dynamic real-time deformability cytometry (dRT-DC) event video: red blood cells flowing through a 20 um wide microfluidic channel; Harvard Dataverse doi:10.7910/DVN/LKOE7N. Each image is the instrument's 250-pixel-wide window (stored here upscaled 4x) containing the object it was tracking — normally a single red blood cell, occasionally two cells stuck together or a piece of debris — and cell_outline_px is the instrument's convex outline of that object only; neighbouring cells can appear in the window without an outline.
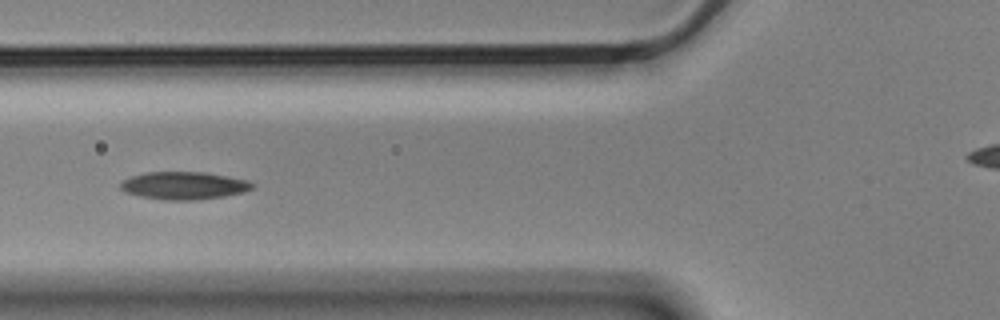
{"species": "Egyptian fruit bat (a non-hibernating species)", "species_latin": "Rousettus aegyptiacus", "temperature_condition": "cold", "stored_images_in_passage": 7, "camera_frame_rate_fps": 3000, "um_per_image_px": 0.085, "animal": {"sex": "male"}, "frame": {"image": 1, "passage_image": 6, "time_ms": 1.667, "image_size_px": [1000, 320], "cell_outline_px": [[256, 184], [252, 188], [244, 192], [224, 196], [196, 200], [164, 200], [140, 196], [124, 192], [120, 188], [120, 184], [124, 180], [132, 176], [148, 172], [204, 172], [248, 180]], "centroid_in_image_um": [15.64, 15.78], "position_along_channel_um": 110.2, "area_um2": 21.21}}
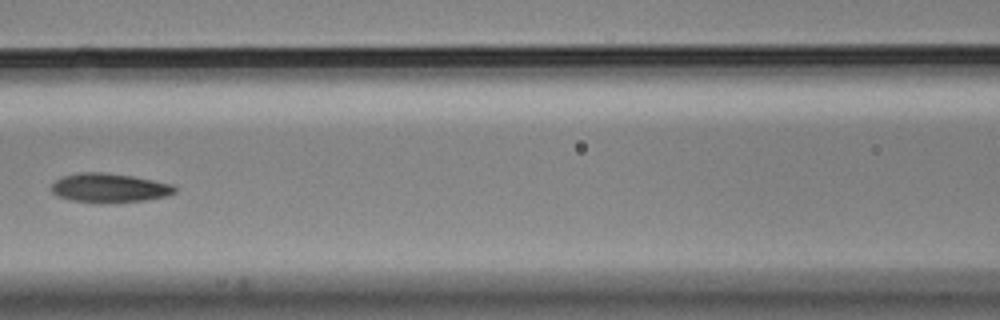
{"frame": {"image": 2, "passage_image": 7, "time_ms": 2.0, "image_size_px": [1000, 320], "cell_outline_px": [[176, 192], [164, 196], [144, 200], [108, 204], [96, 204], [68, 200], [56, 196], [52, 192], [52, 184], [60, 176], [80, 172], [100, 172], [132, 176], [172, 184], [176, 188]], "centroid_in_image_um": [9.22, 15.99], "position_along_channel_um": 157.4, "area_um2": 21.27}}